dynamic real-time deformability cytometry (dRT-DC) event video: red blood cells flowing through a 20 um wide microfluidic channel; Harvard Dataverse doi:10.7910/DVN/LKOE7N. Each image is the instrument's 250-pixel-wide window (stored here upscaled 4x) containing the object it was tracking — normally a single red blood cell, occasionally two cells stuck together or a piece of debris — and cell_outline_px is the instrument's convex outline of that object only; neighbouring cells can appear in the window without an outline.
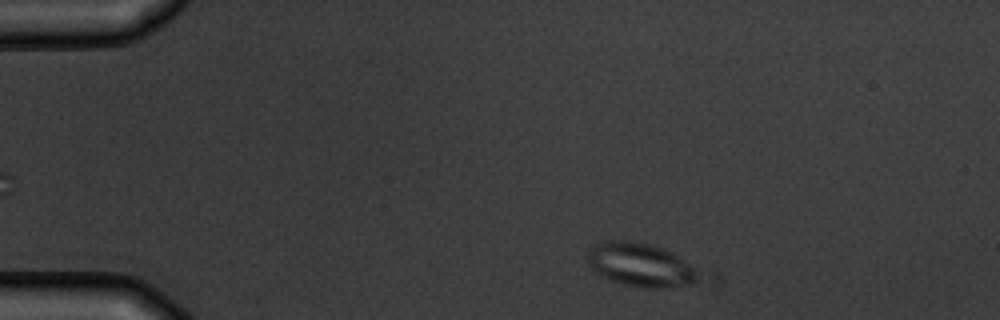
{"species": "common noctule bat (a hibernating species)", "species_latin": "Nyctalus noctula", "temperature_condition": "warm", "stored_images_in_passage": 3, "camera_frame_rate_fps": 3000, "um_per_image_px": 0.085, "animal": {"sex": "male", "body_mass_g": 19.5, "forearm_length_mm": 54.6}, "frame": {"image": 1, "passage_image": 3, "time_ms": 3.333, "image_size_px": [1000, 320], "cell_outline_px": [[720, 280], [716, 288], [640, 288], [624, 284], [600, 276], [588, 264], [584, 256], [588, 248], [592, 244], [604, 240], [628, 240], [648, 244], [664, 248], [716, 272]], "centroid_in_image_um": [55.03, 22.62], "position_along_channel_um": 30.0, "area_um2": 32.83}}